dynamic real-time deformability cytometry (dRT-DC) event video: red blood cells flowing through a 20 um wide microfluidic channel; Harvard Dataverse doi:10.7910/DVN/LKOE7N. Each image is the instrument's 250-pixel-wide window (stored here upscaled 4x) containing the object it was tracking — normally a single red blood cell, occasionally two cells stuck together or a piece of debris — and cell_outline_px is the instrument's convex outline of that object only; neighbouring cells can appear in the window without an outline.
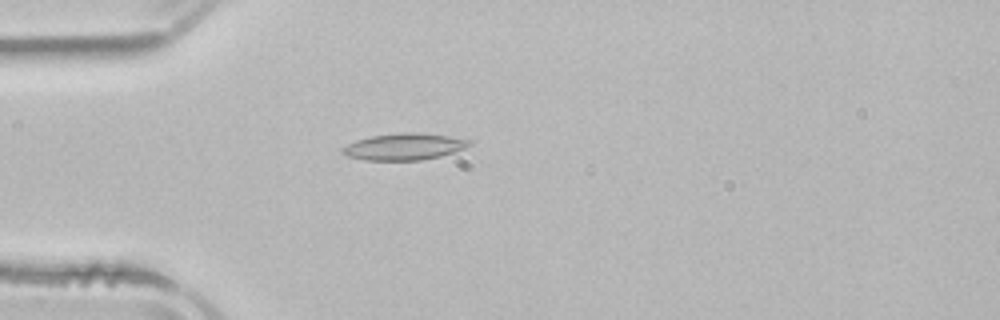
{"species": "common noctule bat (a hibernating species)", "species_latin": "Nyctalus noctula", "temperature_condition": "room temperature", "stored_images_in_passage": 2, "camera_frame_rate_fps": 3000, "um_per_image_px": 0.085, "animal": {"sex": "male", "body_mass_g": 21.5, "forearm_length_mm": 52.0}, "frame": {"image": 1, "passage_image": 1, "time_ms": 0.0, "image_size_px": [1000, 320], "cell_outline_px": [[472, 144], [464, 148], [440, 156], [420, 160], [364, 160], [348, 156], [340, 152], [340, 148], [356, 140], [372, 136], [400, 132], [420, 132], [448, 136], [472, 140]], "centroid_in_image_um": [34.34, 12.46], "position_along_channel_um": 50.7, "area_um2": 19.71}}